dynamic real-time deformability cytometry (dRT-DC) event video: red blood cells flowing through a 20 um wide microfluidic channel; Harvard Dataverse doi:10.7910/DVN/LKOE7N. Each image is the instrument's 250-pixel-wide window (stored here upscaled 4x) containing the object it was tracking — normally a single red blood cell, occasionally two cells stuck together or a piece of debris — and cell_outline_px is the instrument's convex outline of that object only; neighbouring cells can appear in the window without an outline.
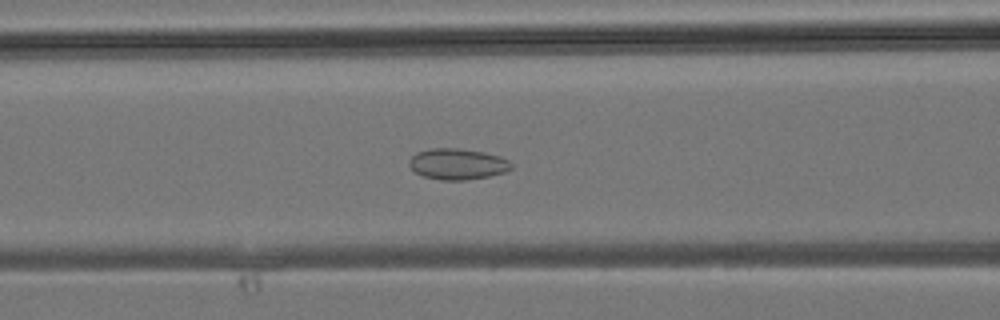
{"species": "common noctule bat (a hibernating species)", "species_latin": "Nyctalus noctula", "temperature_condition": "room temperature", "stored_images_in_passage": 28, "camera_frame_rate_fps": 3000, "um_per_image_px": 0.085, "animal": {"sex": "male", "body_mass_g": 19.2, "forearm_length_mm": 51.8}, "frame": {"image": 1, "passage_image": 4, "time_ms": 1.0, "image_size_px": [1000, 320], "cell_outline_px": [[512, 168], [504, 172], [488, 176], [464, 180], [440, 180], [424, 176], [416, 172], [408, 164], [408, 160], [416, 152], [432, 148], [456, 148], [484, 152], [500, 156], [508, 160], [512, 164]], "centroid_in_image_um": [38.87, 13.93], "position_along_channel_um": 127.7, "area_um2": 18.38}}
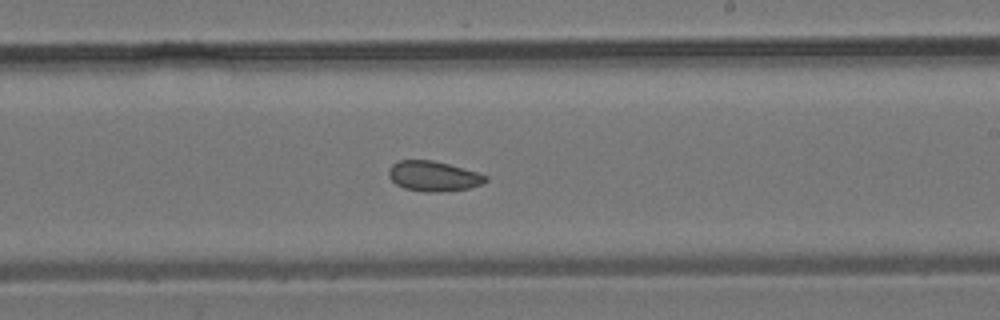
{"frame": {"image": 2, "passage_image": 11, "time_ms": 3.333, "image_size_px": [1000, 320], "cell_outline_px": [[488, 180], [480, 184], [468, 188], [436, 192], [424, 192], [404, 188], [396, 184], [388, 176], [388, 168], [392, 164], [400, 160], [432, 160], [448, 164], [476, 172], [488, 176]], "centroid_in_image_um": [36.8, 14.97], "position_along_channel_um": 252.2, "area_um2": 16.88}}
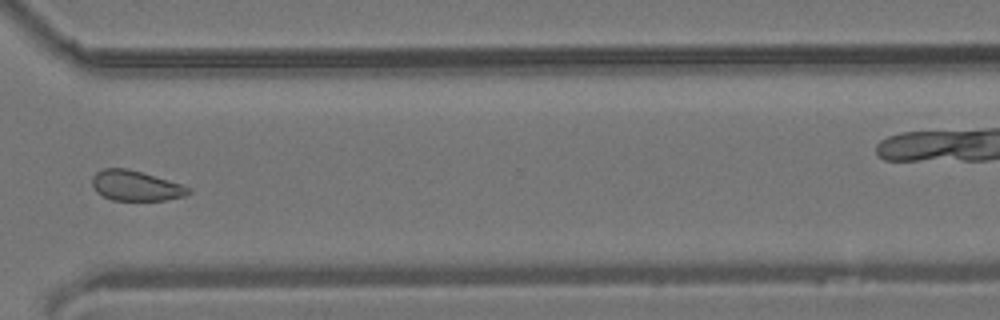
{"frame": {"image": 3, "passage_image": 17, "time_ms": 5.333, "image_size_px": [1000, 320], "cell_outline_px": [[192, 192], [184, 196], [164, 200], [112, 200], [96, 192], [92, 184], [92, 176], [96, 172], [104, 168], [128, 168], [168, 180], [192, 188]], "centroid_in_image_um": [11.53, 15.78], "position_along_channel_um": 359.1, "area_um2": 16.88}}